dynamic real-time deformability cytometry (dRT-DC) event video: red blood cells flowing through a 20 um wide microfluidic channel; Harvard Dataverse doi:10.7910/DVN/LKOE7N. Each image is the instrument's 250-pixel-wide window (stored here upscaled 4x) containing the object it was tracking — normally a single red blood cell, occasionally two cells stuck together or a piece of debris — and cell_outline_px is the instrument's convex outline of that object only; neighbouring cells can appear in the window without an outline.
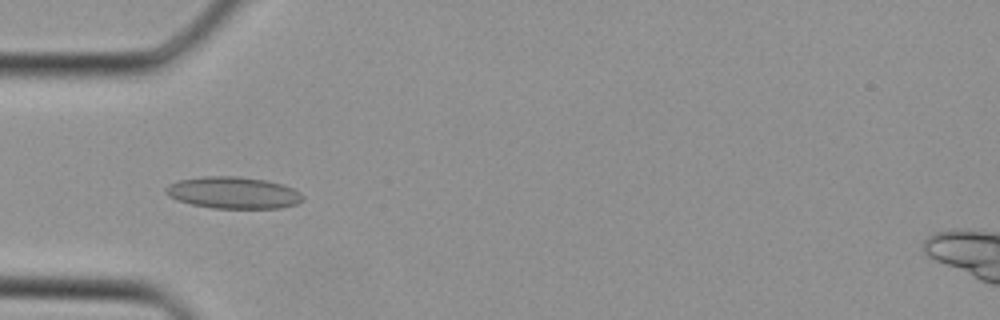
{"species": "Egyptian fruit bat (a non-hibernating species)", "species_latin": "Rousettus aegyptiacus", "temperature_condition": "cold", "stored_images_in_passage": 29, "camera_frame_rate_fps": 3000, "um_per_image_px": 0.085, "animal": {"sex": "female"}, "frame": {"image": 1, "passage_image": 7, "time_ms": 2.0, "image_size_px": [1000, 320], "cell_outline_px": [[304, 196], [296, 204], [280, 208], [212, 208], [192, 204], [168, 196], [164, 192], [164, 188], [168, 184], [180, 180], [204, 176], [240, 176], [264, 180], [280, 184], [292, 188], [300, 192]], "centroid_in_image_um": [19.8, 16.38], "position_along_channel_um": 65.2, "area_um2": 25.2}}
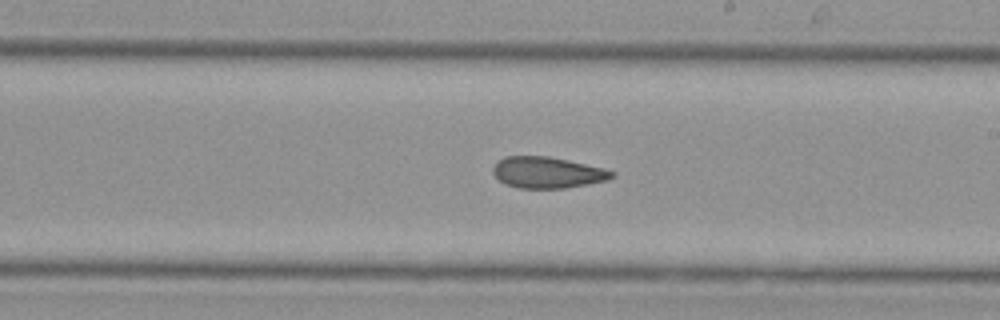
{"frame": {"image": 2, "passage_image": 17, "time_ms": 5.333, "image_size_px": [1000, 320], "cell_outline_px": [[612, 176], [608, 180], [588, 184], [564, 188], [516, 188], [500, 180], [492, 172], [492, 168], [496, 160], [504, 156], [548, 156], [568, 160], [604, 168], [612, 172]], "centroid_in_image_um": [46.48, 14.65], "position_along_channel_um": 242.5, "area_um2": 21.56}}
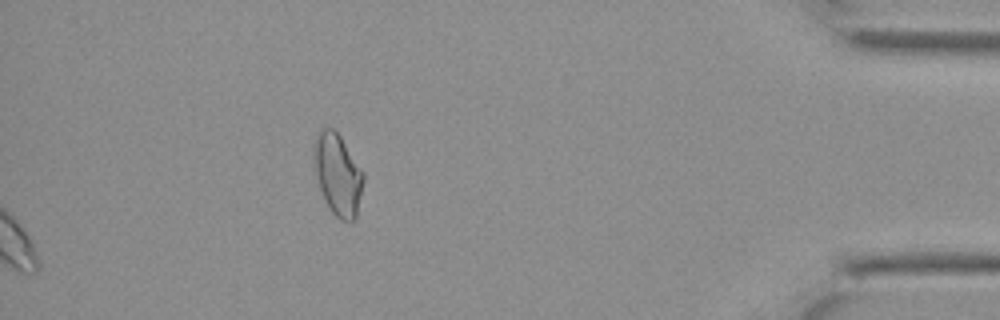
{"frame": {"image": 3, "passage_image": 29, "time_ms": 9.333, "image_size_px": [1000, 320], "cell_outline_px": [[364, 180], [356, 216], [352, 220], [340, 220], [328, 208], [324, 200], [316, 176], [312, 160], [312, 148], [316, 136], [324, 128], [332, 128], [340, 136], [364, 172]], "centroid_in_image_um": [28.69, 14.82], "position_along_channel_um": 406.5, "area_um2": 23.52}}